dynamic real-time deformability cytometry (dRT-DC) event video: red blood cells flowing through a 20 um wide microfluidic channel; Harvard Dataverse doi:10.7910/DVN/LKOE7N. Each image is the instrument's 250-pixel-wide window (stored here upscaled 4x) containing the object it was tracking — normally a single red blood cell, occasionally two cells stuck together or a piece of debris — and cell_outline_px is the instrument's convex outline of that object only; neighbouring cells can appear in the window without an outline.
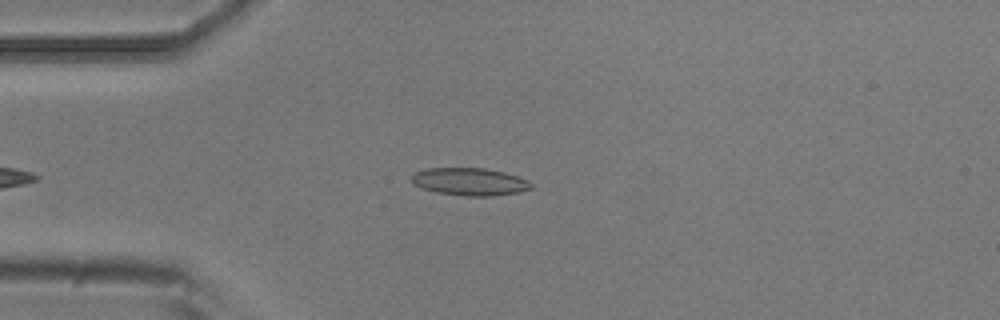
{"species": "common noctule bat (a hibernating species)", "species_latin": "Nyctalus noctula", "temperature_condition": "room temperature", "stored_images_in_passage": 5, "camera_frame_rate_fps": 3000, "um_per_image_px": 0.085, "animal": {"sex": "male", "body_mass_g": 20.5, "forearm_length_mm": 52.5}, "frame": {"image": 1, "passage_image": 5, "time_ms": 1.333, "image_size_px": [1000, 320], "cell_outline_px": [[532, 188], [520, 192], [492, 196], [464, 196], [436, 192], [412, 184], [408, 176], [412, 172], [428, 168], [484, 168], [504, 172], [528, 180], [532, 184]], "centroid_in_image_um": [39.87, 15.44], "position_along_channel_um": 45.1, "area_um2": 19.42}}